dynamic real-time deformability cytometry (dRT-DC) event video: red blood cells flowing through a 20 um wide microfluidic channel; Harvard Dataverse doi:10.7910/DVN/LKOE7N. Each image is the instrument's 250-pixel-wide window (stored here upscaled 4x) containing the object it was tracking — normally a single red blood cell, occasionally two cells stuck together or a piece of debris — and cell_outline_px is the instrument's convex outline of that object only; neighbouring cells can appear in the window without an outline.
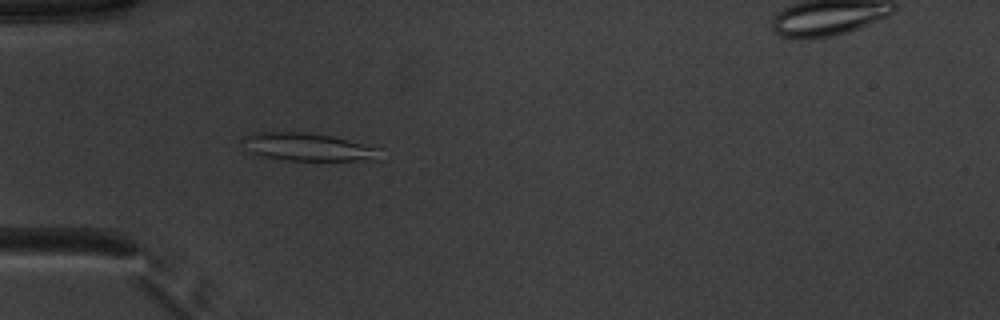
{"species": "common noctule bat (a hibernating species)", "species_latin": "Nyctalus noctula", "temperature_condition": "warm", "stored_images_in_passage": 51, "segment_of_instrument_passage": [1, 2], "camera_frame_rate_fps": 3000, "um_per_image_px": 0.085, "animal": {"sex": "male", "body_mass_g": 20.1, "forearm_length_mm": 53.5}, "frame": {"image": 1, "passage_image": 15, "time_ms": 4.667, "image_size_px": [1000, 320], "cell_outline_px": [[380, 160], [288, 160], [260, 156], [252, 152], [248, 136], [252, 132], [304, 132], [332, 136], [380, 148]], "centroid_in_image_um": [26.32, 12.5], "position_along_channel_um": 58.7, "area_um2": 21.56}}
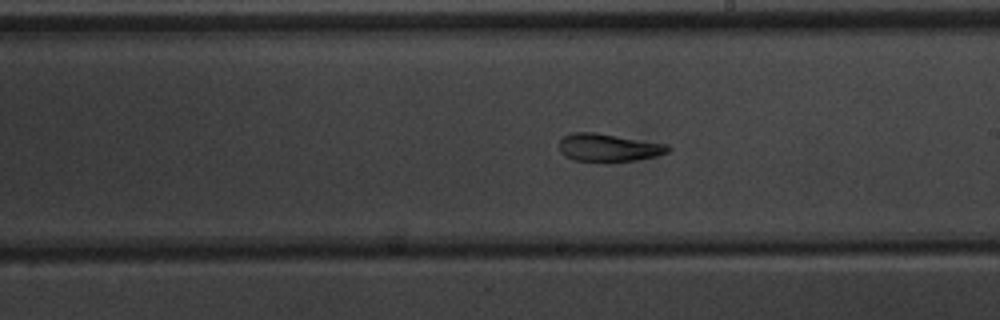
{"frame": {"image": 2, "passage_image": 29, "time_ms": 9.333, "image_size_px": [1000, 320], "cell_outline_px": [[672, 148], [668, 152], [656, 156], [636, 160], [576, 160], [564, 156], [560, 152], [560, 140], [564, 136], [572, 132], [596, 132], [668, 144]], "centroid_in_image_um": [51.74, 12.51], "position_along_channel_um": 237.3, "area_um2": 17.4}}
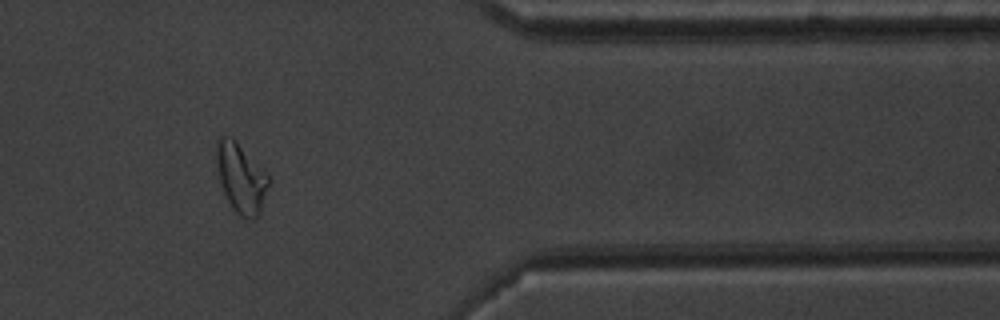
{"frame": {"image": 3, "passage_image": 42, "time_ms": 13.667, "image_size_px": [1000, 320], "cell_outline_px": [[272, 180], [256, 220], [248, 220], [240, 216], [232, 208], [224, 192], [220, 180], [216, 164], [216, 140], [220, 136], [228, 136]], "centroid_in_image_um": [20.48, 15.21], "position_along_channel_um": 390.9, "area_um2": 20.52}}